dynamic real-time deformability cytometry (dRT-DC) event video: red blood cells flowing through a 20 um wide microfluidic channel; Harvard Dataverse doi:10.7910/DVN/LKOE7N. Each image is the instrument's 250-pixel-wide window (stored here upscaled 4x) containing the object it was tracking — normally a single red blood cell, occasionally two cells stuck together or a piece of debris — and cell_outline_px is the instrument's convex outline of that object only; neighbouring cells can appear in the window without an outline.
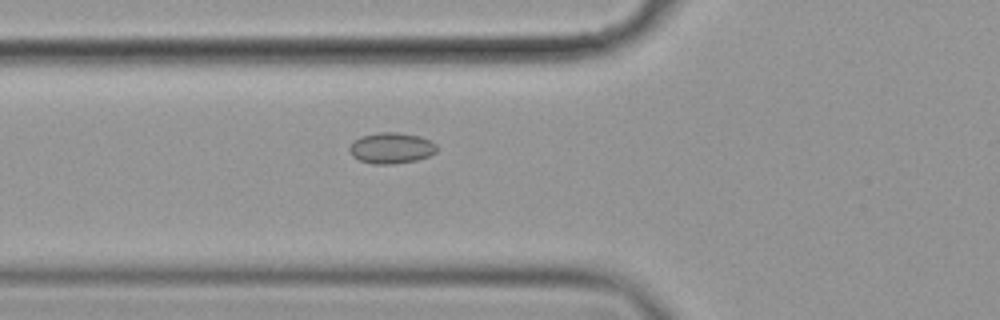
{"species": "common noctule bat (a hibernating species)", "species_latin": "Nyctalus noctula", "temperature_condition": "cold", "stored_images_in_passage": 5, "camera_frame_rate_fps": 3000, "um_per_image_px": 0.085, "animal": {"sex": "female", "body_mass_g": 19.9}, "frame": {"image": 1, "passage_image": 5, "time_ms": 1.333, "image_size_px": [1000, 320], "cell_outline_px": [[436, 152], [428, 156], [416, 160], [396, 164], [372, 164], [360, 160], [352, 156], [348, 148], [360, 136], [380, 132], [396, 132], [420, 136], [436, 144]], "centroid_in_image_um": [33.25, 12.59], "position_along_channel_um": 92.5, "area_um2": 15.66}}